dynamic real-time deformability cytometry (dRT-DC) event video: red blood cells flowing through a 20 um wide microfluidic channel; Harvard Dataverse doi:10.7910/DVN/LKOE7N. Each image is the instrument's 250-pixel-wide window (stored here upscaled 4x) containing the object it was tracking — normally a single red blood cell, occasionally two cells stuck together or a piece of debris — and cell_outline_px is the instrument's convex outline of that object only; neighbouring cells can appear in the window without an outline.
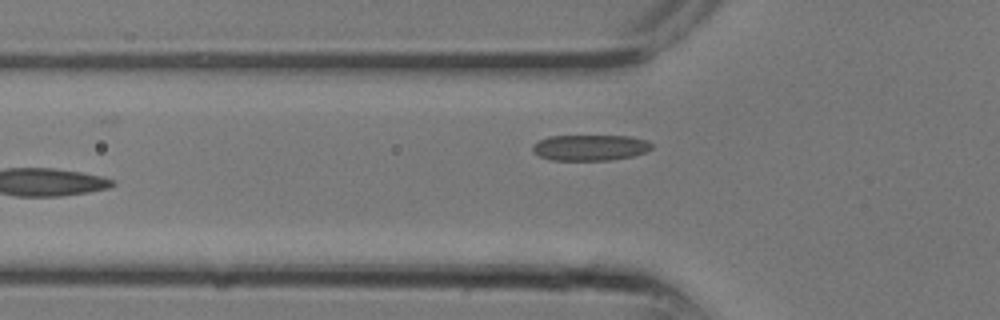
{"species": "common noctule bat (a hibernating species)", "species_latin": "Nyctalus noctula", "temperature_condition": "room temperature", "stored_images_in_passage": 5, "camera_frame_rate_fps": 3000, "um_per_image_px": 0.085, "animal": {"sex": "male", "body_mass_g": 13.3}, "frame": {"image": 1, "passage_image": 5, "time_ms": 1.333, "image_size_px": [1000, 320], "cell_outline_px": [[652, 148], [644, 152], [632, 156], [608, 160], [548, 160], [532, 152], [532, 144], [548, 136], [632, 136], [648, 140], [652, 144]], "centroid_in_image_um": [50.14, 12.54], "position_along_channel_um": 75.7, "area_um2": 18.03}}